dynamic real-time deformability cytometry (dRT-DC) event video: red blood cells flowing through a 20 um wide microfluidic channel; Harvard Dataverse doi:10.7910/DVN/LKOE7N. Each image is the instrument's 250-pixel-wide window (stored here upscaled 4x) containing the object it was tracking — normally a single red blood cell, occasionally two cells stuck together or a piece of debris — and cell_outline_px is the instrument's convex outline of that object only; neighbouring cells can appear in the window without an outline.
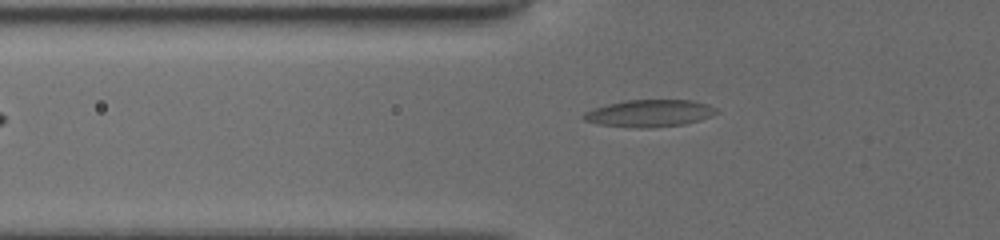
{"species": "common noctule bat (a hibernating species)", "species_latin": "Nyctalus noctula", "temperature_condition": "cold", "stored_images_in_passage": 33, "camera_frame_rate_fps": 3000, "um_per_image_px": 0.085, "animal": {"sex": "female", "body_mass_g": 19.5, "forearm_length_mm": 54.1}, "frame": {"image": 1, "passage_image": 3, "time_ms": 0.667, "image_size_px": [1000, 240], "cell_outline_px": [[720, 112], [700, 120], [684, 124], [652, 128], [640, 128], [600, 124], [584, 120], [580, 116], [584, 112], [592, 108], [624, 100], [692, 100], [708, 104], [716, 108]], "centroid_in_image_um": [55.21, 9.62], "position_along_channel_um": 70.6, "area_um2": 21.1}}
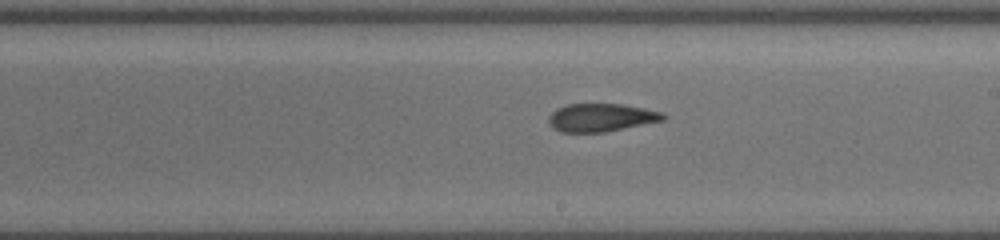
{"frame": {"image": 2, "passage_image": 16, "time_ms": 5.0, "image_size_px": [1000, 240], "cell_outline_px": [[668, 116], [664, 120], [604, 132], [560, 132], [552, 128], [548, 124], [548, 116], [556, 108], [568, 104], [620, 104], [644, 108], [660, 112]], "centroid_in_image_um": [51.05, 9.99], "position_along_channel_um": 238.0, "area_um2": 18.73}}
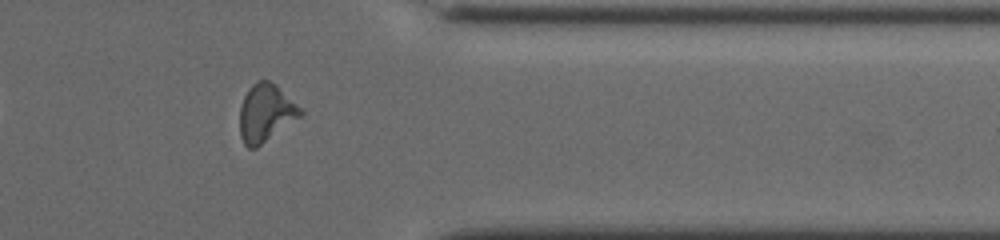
{"frame": {"image": 3, "passage_image": 28, "time_ms": 9.0, "image_size_px": [1000, 240], "cell_outline_px": [[304, 112], [300, 116], [256, 148], [248, 148], [244, 144], [240, 136], [240, 108], [244, 96], [252, 84], [260, 80], [268, 80], [276, 84]], "centroid_in_image_um": [22.56, 9.6], "position_along_channel_um": 388.8, "area_um2": 20.0}, "authors_computed_cell_mechanics": {"area_um2": 19.363, "velocity_mm_per_s": 3.9384, "shape_relaxation_time_tau1_ms": null, "shape_relaxation_time_tau2_ms": 2.472, "deformation_change_tau1": null, "deformation_change_tau2": 0.0997}}